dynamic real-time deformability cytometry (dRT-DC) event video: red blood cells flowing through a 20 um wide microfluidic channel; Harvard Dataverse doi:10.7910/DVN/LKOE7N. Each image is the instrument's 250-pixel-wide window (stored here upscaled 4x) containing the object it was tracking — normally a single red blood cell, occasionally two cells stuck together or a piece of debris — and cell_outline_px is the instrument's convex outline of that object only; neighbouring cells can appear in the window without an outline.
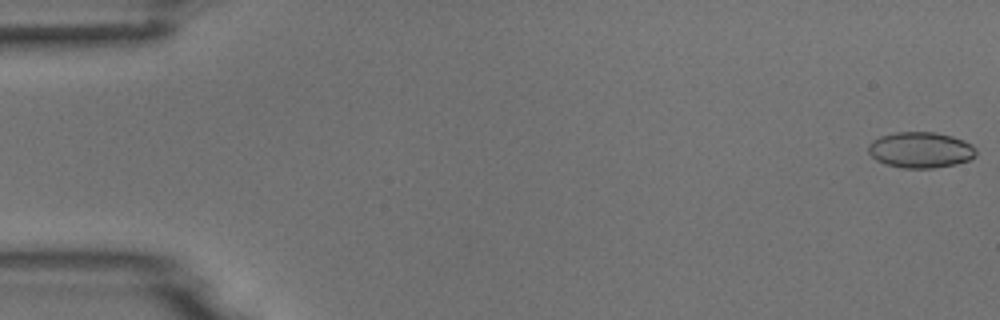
{"species": "common noctule bat (a hibernating species)", "species_latin": "Nyctalus noctula", "temperature_condition": "room temperature", "stored_images_in_passage": 8, "camera_frame_rate_fps": 3000, "um_per_image_px": 0.085, "animal": {"sex": "male", "body_mass_g": 18.8}, "frame": {"image": 1, "passage_image": 1, "time_ms": 0.0, "image_size_px": [1000, 320], "cell_outline_px": [[976, 156], [968, 160], [956, 164], [932, 168], [900, 168], [884, 164], [876, 160], [868, 152], [868, 144], [872, 140], [880, 136], [896, 132], [932, 132], [952, 136], [964, 140], [972, 144], [976, 148]], "centroid_in_image_um": [78.24, 12.75], "position_along_channel_um": 6.8, "area_um2": 22.72}}
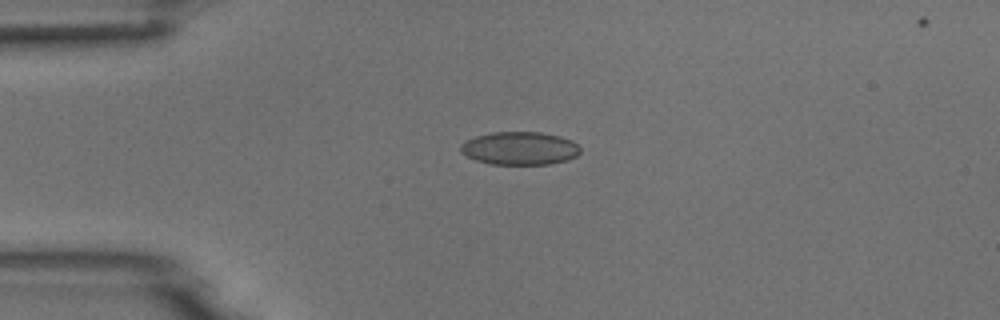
{"frame": {"image": 2, "passage_image": 4, "time_ms": 4.0, "image_size_px": [1000, 320], "cell_outline_px": [[580, 152], [576, 156], [568, 160], [548, 164], [492, 164], [476, 160], [460, 152], [460, 144], [476, 136], [492, 132], [540, 132], [560, 136], [572, 140], [580, 148]], "centroid_in_image_um": [44.19, 12.6], "position_along_channel_um": 40.8, "area_um2": 23.0}}